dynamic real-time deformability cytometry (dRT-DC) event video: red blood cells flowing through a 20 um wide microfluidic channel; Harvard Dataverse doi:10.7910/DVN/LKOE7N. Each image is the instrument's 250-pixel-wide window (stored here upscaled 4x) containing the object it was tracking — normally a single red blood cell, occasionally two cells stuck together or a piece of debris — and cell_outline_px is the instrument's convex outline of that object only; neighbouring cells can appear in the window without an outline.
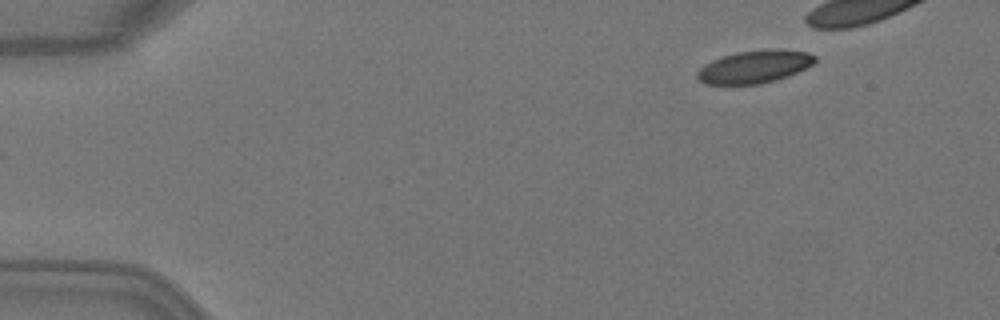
{"species": "Egyptian fruit bat (a non-hibernating species)", "species_latin": "Rousettus aegyptiacus", "temperature_condition": "warm", "stored_images_in_passage": 6, "camera_frame_rate_fps": 3000, "um_per_image_px": 0.085, "animal": {"sex": "female"}, "frame": {"image": 1, "passage_image": 2, "time_ms": 0.333, "image_size_px": [1000, 320], "cell_outline_px": [[816, 60], [812, 64], [788, 76], [776, 80], [760, 84], [708, 84], [700, 80], [696, 76], [696, 72], [704, 64], [712, 60], [736, 52], [768, 48], [784, 48], [808, 52], [816, 56]], "centroid_in_image_um": [64.15, 5.65], "position_along_channel_um": 20.8, "area_um2": 22.6}}